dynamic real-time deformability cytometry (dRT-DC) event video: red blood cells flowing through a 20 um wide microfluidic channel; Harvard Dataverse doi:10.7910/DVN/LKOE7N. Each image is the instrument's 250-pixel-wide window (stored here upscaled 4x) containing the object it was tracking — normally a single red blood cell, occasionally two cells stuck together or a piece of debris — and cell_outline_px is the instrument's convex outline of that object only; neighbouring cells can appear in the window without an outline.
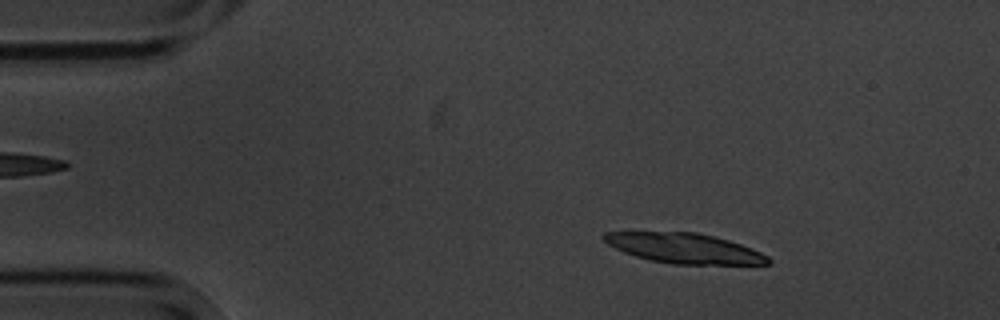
{"species": "common noctule bat (a hibernating species)", "species_latin": "Nyctalus noctula", "temperature_condition": "cold", "stored_images_in_passage": 5, "segment_of_instrument_passage": [1, 2], "camera_frame_rate_fps": 3000, "um_per_image_px": 0.085, "animal": {"sex": "male", "body_mass_g": 20.1, "forearm_length_mm": 53.5}, "frame": {"image": 1, "passage_image": 2, "time_ms": 1.333, "image_size_px": [1000, 320], "cell_outline_px": [[772, 264], [672, 264], [648, 260], [624, 252], [608, 244], [600, 236], [604, 232], [696, 232], [728, 240], [752, 248], [768, 256], [772, 260]], "centroid_in_image_um": [58.17, 21.1], "position_along_channel_um": 26.8, "area_um2": 28.67}}